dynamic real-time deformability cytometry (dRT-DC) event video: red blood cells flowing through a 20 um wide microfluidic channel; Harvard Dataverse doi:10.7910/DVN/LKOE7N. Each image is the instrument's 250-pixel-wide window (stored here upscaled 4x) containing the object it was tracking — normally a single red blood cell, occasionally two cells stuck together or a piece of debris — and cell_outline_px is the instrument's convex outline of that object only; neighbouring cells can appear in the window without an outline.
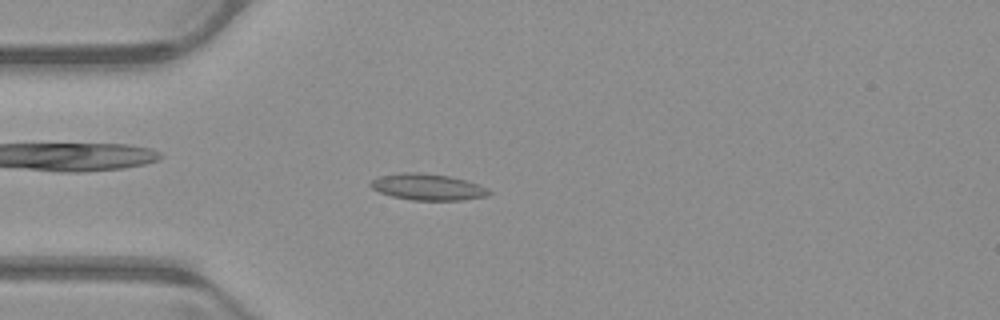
{"species": "common noctule bat (a hibernating species)", "species_latin": "Nyctalus noctula", "temperature_condition": "warm", "stored_images_in_passage": 51, "camera_frame_rate_fps": 3000, "um_per_image_px": 0.085, "animal": {"sex": "male", "body_mass_g": 23.1, "forearm_length_mm": 52.7}, "frame": {"image": 1, "passage_image": 13, "time_ms": 4.0, "image_size_px": [1000, 320], "cell_outline_px": [[492, 192], [488, 196], [460, 200], [412, 200], [392, 196], [380, 192], [372, 188], [368, 184], [376, 176], [404, 172], [420, 172], [448, 176], [480, 184], [488, 188]], "centroid_in_image_um": [36.35, 15.89], "position_along_channel_um": 48.7, "area_um2": 18.26}}
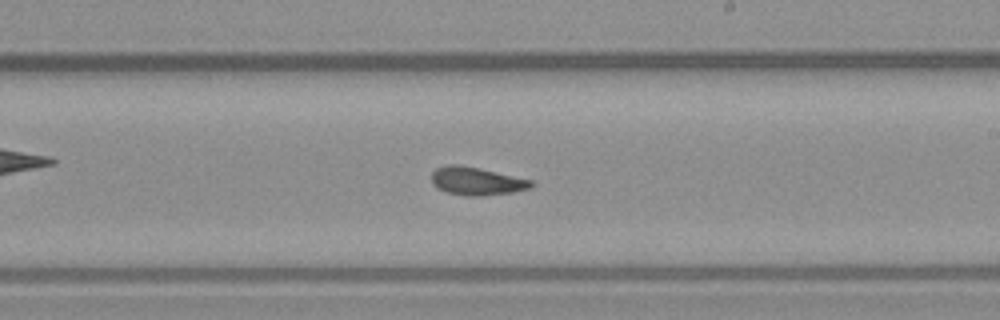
{"frame": {"image": 2, "passage_image": 29, "time_ms": 9.333, "image_size_px": [1000, 320], "cell_outline_px": [[536, 184], [532, 188], [512, 192], [484, 196], [468, 196], [444, 192], [436, 188], [432, 184], [432, 172], [436, 168], [448, 164], [460, 164], [480, 168], [532, 180]], "centroid_in_image_um": [40.51, 15.4], "position_along_channel_um": 248.5, "area_um2": 16.59}}
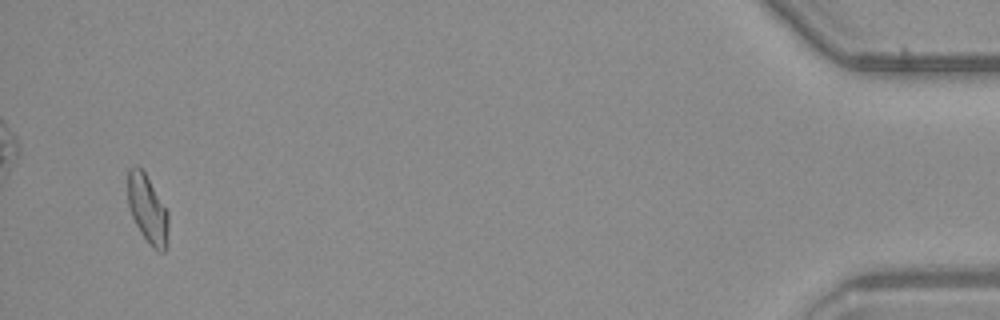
{"frame": {"image": 3, "passage_image": 49, "time_ms": 16.0, "image_size_px": [1000, 320], "cell_outline_px": [[168, 228], [164, 252], [160, 252], [152, 248], [140, 232], [132, 216], [128, 204], [128, 168], [136, 164], [144, 172], [168, 212]], "centroid_in_image_um": [12.52, 17.77], "position_along_channel_um": 422.7, "area_um2": 15.9}, "authors_computed_cell_mechanics": {"area_um2": 16.2418, "velocity_mm_per_s": 3.9472, "shape_relaxation_time_tau1_ms": 8.3107, "shape_relaxation_time_tau2_ms": 2.4404, "deformation_change_tau1": 0.157, "deformation_change_tau2": 0.0832}}